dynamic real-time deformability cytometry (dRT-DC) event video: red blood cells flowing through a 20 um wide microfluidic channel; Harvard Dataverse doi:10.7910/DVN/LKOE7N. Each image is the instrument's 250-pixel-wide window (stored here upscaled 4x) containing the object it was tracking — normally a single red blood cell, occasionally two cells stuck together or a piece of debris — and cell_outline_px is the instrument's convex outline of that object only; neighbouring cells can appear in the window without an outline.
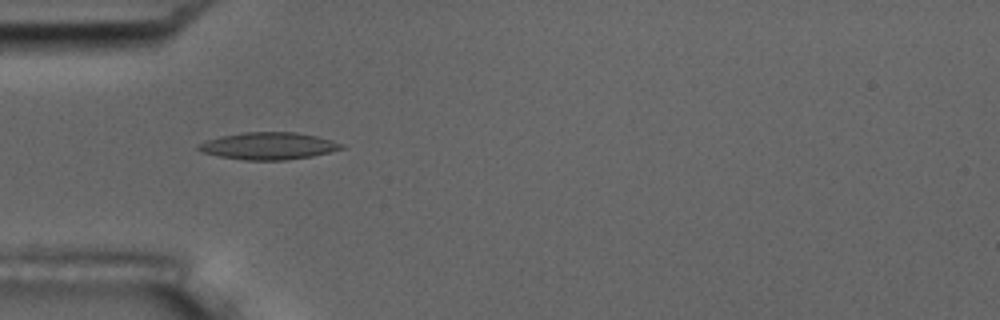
{"species": "common noctule bat (a hibernating species)", "species_latin": "Nyctalus noctula", "temperature_condition": "room temperature", "stored_images_in_passage": 15, "camera_frame_rate_fps": 3000, "um_per_image_px": 0.085, "animal": {"sex": "male", "body_mass_g": 17.5, "forearm_length_mm": 52.3}, "frame": {"image": 1, "passage_image": 5, "time_ms": 5.333, "image_size_px": [1000, 320], "cell_outline_px": [[344, 148], [312, 156], [284, 160], [244, 160], [220, 156], [200, 152], [196, 148], [196, 144], [220, 136], [244, 132], [296, 132], [316, 136], [332, 140], [344, 144]], "centroid_in_image_um": [22.79, 12.4], "position_along_channel_um": 62.2, "area_um2": 22.6}}
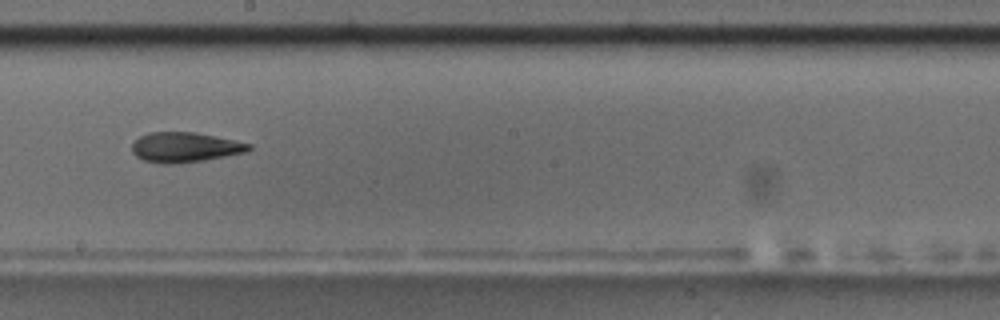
{"frame": {"image": 2, "passage_image": 9, "time_ms": 10.0, "image_size_px": [1000, 320], "cell_outline_px": [[252, 148], [244, 152], [204, 160], [172, 164], [160, 164], [144, 160], [136, 156], [132, 152], [132, 144], [140, 136], [148, 132], [196, 132], [252, 144]], "centroid_in_image_um": [15.69, 12.51], "position_along_channel_um": 232.5, "area_um2": 20.29}}
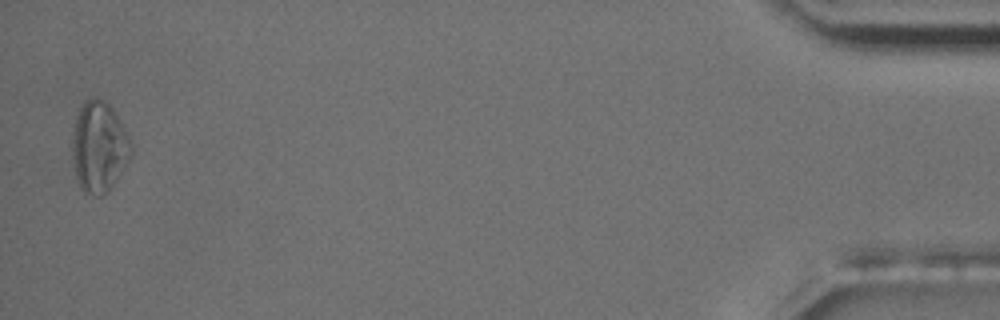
{"frame": {"image": 3, "passage_image": 15, "time_ms": 17.667, "image_size_px": [1000, 320], "cell_outline_px": [[132, 156], [108, 192], [100, 196], [96, 196], [84, 192], [80, 188], [76, 176], [72, 156], [72, 132], [76, 116], [84, 100], [92, 96], [96, 96], [104, 100], [112, 108], [120, 120], [128, 136], [132, 148]], "centroid_in_image_um": [8.41, 12.47], "position_along_channel_um": 426.8, "area_um2": 31.39}, "authors_computed_cell_mechanics": {"area_um2": 21.1548, "velocity_mm_per_s": 3.6876, "shape_relaxation_time_tau1_ms": 8.0502, "shape_relaxation_time_tau2_ms": 3.4516, "deformation_change_tau1": 0.1753, "deformation_change_tau2": 0.1093}}